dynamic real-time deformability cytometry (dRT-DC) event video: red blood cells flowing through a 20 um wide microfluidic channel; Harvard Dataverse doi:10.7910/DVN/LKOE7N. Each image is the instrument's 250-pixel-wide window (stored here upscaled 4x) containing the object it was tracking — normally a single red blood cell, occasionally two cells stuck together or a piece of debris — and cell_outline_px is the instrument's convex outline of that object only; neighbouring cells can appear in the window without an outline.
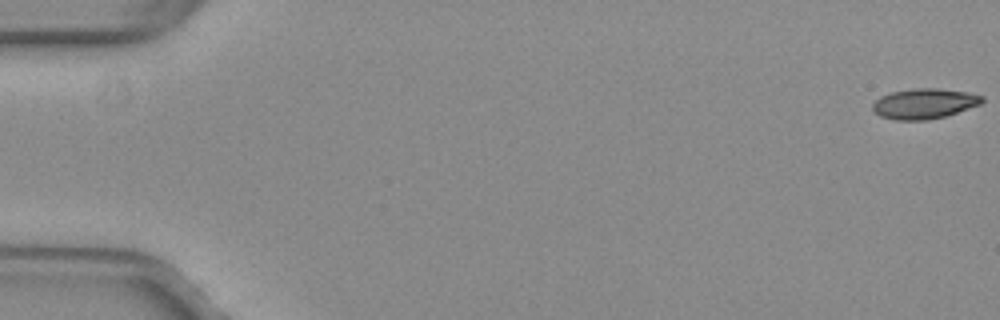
{"species": "common noctule bat (a hibernating species)", "species_latin": "Nyctalus noctula", "temperature_condition": "warm", "stored_images_in_passage": 53, "camera_frame_rate_fps": 3000, "um_per_image_px": 0.085, "animal": {"sex": "female", "body_mass_g": 29.2, "forearm_length_mm": 56.3}, "frame": {"image": 1, "passage_image": 1, "time_ms": 0.0, "image_size_px": [1000, 320], "cell_outline_px": [[984, 100], [980, 104], [944, 116], [928, 120], [896, 120], [880, 116], [872, 108], [872, 104], [880, 96], [892, 92], [916, 88], [936, 88], [968, 92], [984, 96]], "centroid_in_image_um": [78.55, 8.8], "position_along_channel_um": 6.4, "area_um2": 19.13}}
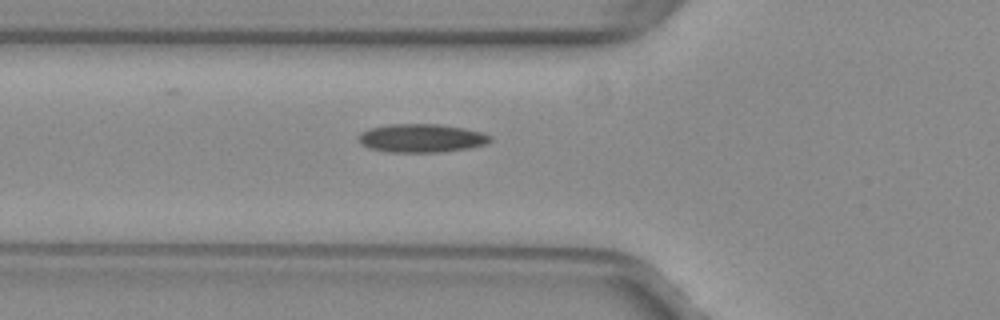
{"frame": {"image": 2, "passage_image": 20, "time_ms": 6.333, "image_size_px": [1000, 320], "cell_outline_px": [[492, 140], [484, 144], [468, 148], [436, 152], [388, 152], [368, 148], [360, 144], [356, 136], [360, 132], [368, 128], [388, 124], [440, 124], [464, 128], [484, 132], [492, 136]], "centroid_in_image_um": [35.77, 11.73], "position_along_channel_um": 90.0, "area_um2": 22.08}}
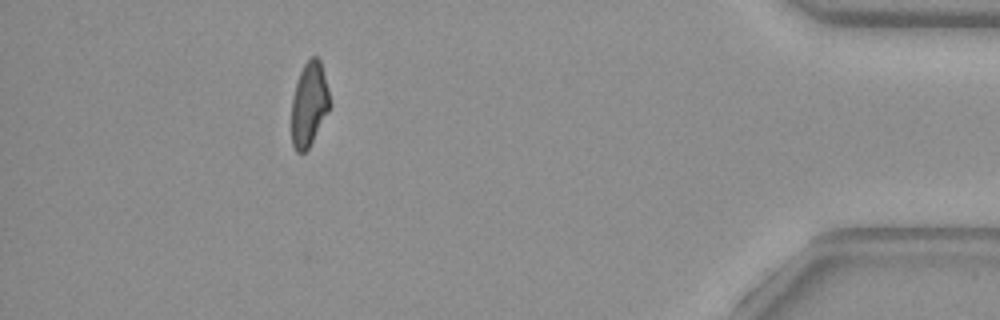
{"frame": {"image": 3, "passage_image": 48, "time_ms": 15.667, "image_size_px": [1000, 320], "cell_outline_px": [[332, 104], [328, 112], [308, 148], [304, 152], [296, 152], [292, 144], [292, 96], [300, 72], [304, 64], [312, 56], [316, 56], [320, 60], [328, 88]], "centroid_in_image_um": [26.29, 8.85], "position_along_channel_um": 408.9, "area_um2": 18.67}, "authors_computed_cell_mechanics": {"area_um2": 20.3456, "velocity_mm_per_s": 4.0028, "shape_relaxation_time_tau1_ms": null, "shape_relaxation_time_tau2_ms": 5.4234, "deformation_change_tau1": null, "deformation_change_tau2": 0.1322}}